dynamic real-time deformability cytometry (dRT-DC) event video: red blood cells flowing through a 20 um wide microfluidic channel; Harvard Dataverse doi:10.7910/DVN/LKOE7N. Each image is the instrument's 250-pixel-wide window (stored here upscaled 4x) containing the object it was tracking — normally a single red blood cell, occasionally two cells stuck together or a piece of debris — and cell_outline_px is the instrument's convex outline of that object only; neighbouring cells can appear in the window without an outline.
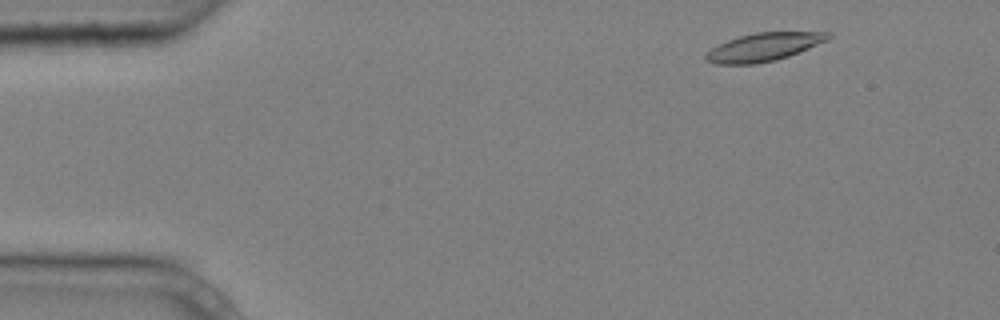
{"species": "common noctule bat (a hibernating species)", "species_latin": "Nyctalus noctula", "temperature_condition": "cold", "stored_images_in_passage": 3, "camera_frame_rate_fps": 3000, "um_per_image_px": 0.085, "animal": {"sex": "male", "body_mass_g": 20.4}, "frame": {"image": 1, "passage_image": 1, "time_ms": 0.0, "image_size_px": [1000, 320], "cell_outline_px": [[832, 36], [828, 40], [788, 56], [776, 60], [756, 64], [716, 64], [704, 60], [704, 56], [712, 48], [728, 40], [740, 36], [756, 32], [832, 32]], "centroid_in_image_um": [64.92, 4.0], "position_along_channel_um": 20.1, "area_um2": 19.94}}